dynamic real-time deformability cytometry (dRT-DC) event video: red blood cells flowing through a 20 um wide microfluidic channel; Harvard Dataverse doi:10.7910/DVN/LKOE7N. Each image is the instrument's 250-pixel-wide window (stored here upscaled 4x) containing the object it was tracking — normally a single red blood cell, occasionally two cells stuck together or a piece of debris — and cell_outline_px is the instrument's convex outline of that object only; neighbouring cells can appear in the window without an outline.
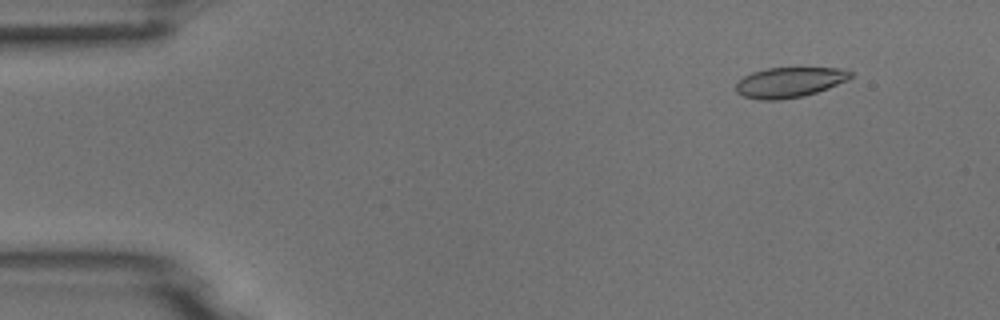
{"species": "common noctule bat (a hibernating species)", "species_latin": "Nyctalus noctula", "temperature_condition": "room temperature", "stored_images_in_passage": 4, "camera_frame_rate_fps": 3000, "um_per_image_px": 0.085, "animal": {"sex": "male", "body_mass_g": 18.8}, "frame": {"image": 1, "passage_image": 2, "time_ms": 1.333, "image_size_px": [1000, 320], "cell_outline_px": [[852, 76], [848, 80], [828, 88], [804, 96], [780, 100], [760, 100], [744, 96], [736, 92], [736, 84], [744, 76], [752, 72], [768, 68], [840, 68], [852, 72]], "centroid_in_image_um": [67.11, 7.0], "position_along_channel_um": 17.9, "area_um2": 20.11}}
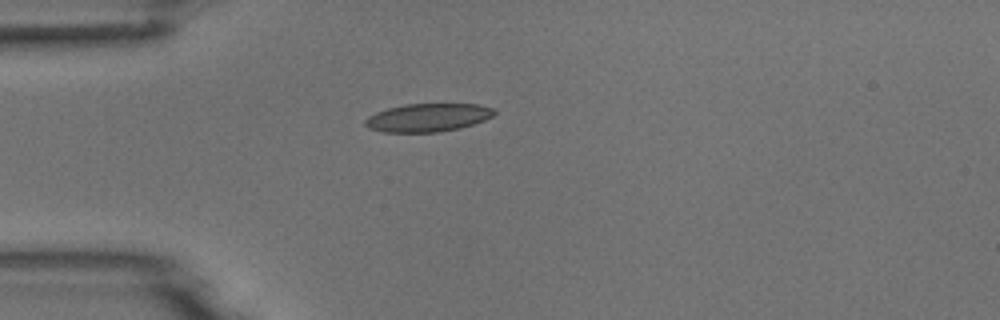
{"frame": {"image": 2, "passage_image": 4, "time_ms": 4.333, "image_size_px": [1000, 320], "cell_outline_px": [[496, 112], [492, 116], [484, 120], [460, 128], [440, 132], [380, 132], [368, 128], [364, 124], [364, 120], [368, 116], [376, 112], [388, 108], [404, 104], [476, 104], [496, 108]], "centroid_in_image_um": [36.35, 9.99], "position_along_channel_um": 48.7, "area_um2": 21.33}}